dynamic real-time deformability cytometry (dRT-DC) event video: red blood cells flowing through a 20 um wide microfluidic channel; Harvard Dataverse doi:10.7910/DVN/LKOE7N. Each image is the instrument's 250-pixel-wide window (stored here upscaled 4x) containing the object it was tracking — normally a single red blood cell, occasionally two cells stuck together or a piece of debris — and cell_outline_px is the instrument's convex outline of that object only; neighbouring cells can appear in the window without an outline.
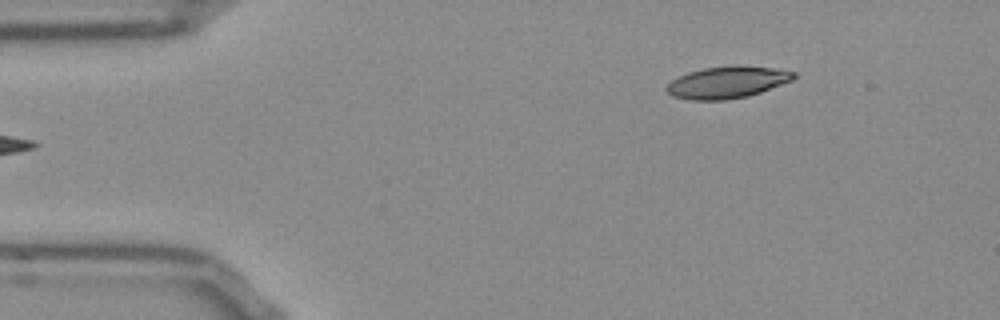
{"species": "Egyptian fruit bat (a non-hibernating species)", "species_latin": "Rousettus aegyptiacus", "temperature_condition": "room temperature", "stored_images_in_passage": 46, "camera_frame_rate_fps": 3000, "um_per_image_px": 0.085, "frame": {"image": 1, "passage_image": 1, "time_ms": 0.0, "image_size_px": [1000, 320], "cell_outline_px": [[796, 76], [792, 80], [760, 92], [748, 96], [724, 100], [692, 100], [672, 96], [664, 88], [672, 80], [688, 72], [704, 68], [732, 64], [736, 64], [772, 68], [796, 72]], "centroid_in_image_um": [61.8, 6.98], "position_along_channel_um": 23.2, "area_um2": 23.64}}
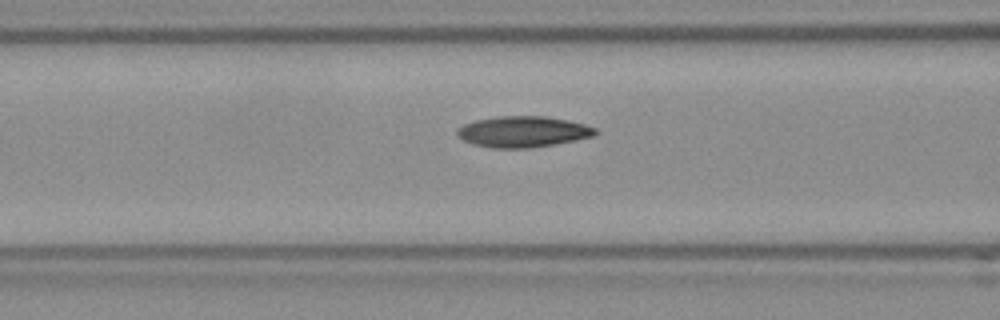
{"frame": {"image": 2, "passage_image": 14, "time_ms": 4.333, "image_size_px": [1000, 320], "cell_outline_px": [[596, 132], [592, 136], [576, 140], [532, 148], [492, 148], [472, 144], [456, 136], [456, 128], [464, 124], [476, 120], [496, 116], [544, 116], [568, 120], [584, 124], [596, 128]], "centroid_in_image_um": [44.4, 11.19], "position_along_channel_um": 122.2, "area_um2": 25.03}}
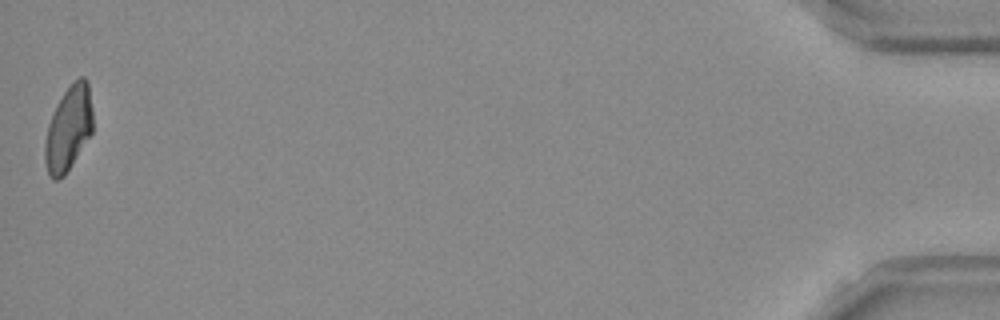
{"frame": {"image": 3, "passage_image": 46, "time_ms": 15.0, "image_size_px": [1000, 320], "cell_outline_px": [[92, 132], [64, 176], [60, 180], [52, 180], [48, 172], [44, 160], [44, 144], [48, 124], [56, 104], [72, 80], [80, 76], [84, 76], [88, 80], [92, 108]], "centroid_in_image_um": [5.81, 10.89], "position_along_channel_um": 429.4, "area_um2": 23.81}, "authors_computed_cell_mechanics": {"area_um2": 24.0448, "velocity_mm_per_s": 3.8299, "shape_relaxation_time_tau1_ms": 9.0394, "shape_relaxation_time_tau2_ms": 3.9375, "deformation_change_tau1": 0.2261, "deformation_change_tau2": 0.1077}}